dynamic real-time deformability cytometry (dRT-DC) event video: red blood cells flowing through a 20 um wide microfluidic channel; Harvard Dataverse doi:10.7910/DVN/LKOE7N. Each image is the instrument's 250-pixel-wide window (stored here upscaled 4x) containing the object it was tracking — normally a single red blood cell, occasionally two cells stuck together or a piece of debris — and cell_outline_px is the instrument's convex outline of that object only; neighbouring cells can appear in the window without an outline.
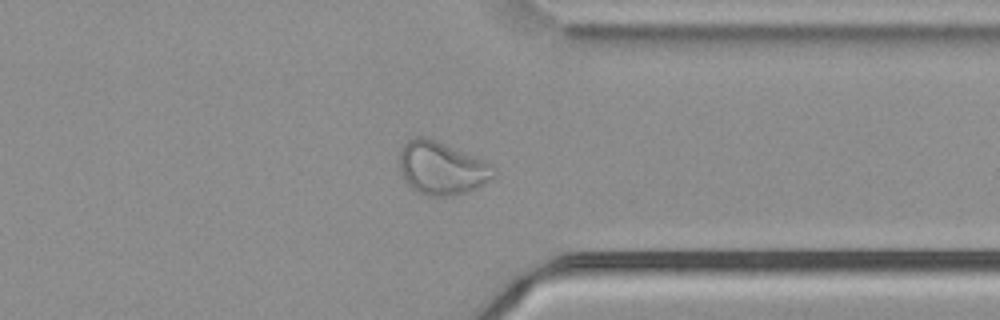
{"species": "common noctule bat (a hibernating species)", "species_latin": "Nyctalus noctula", "temperature_condition": "cold", "stored_images_in_passage": 52, "camera_frame_rate_fps": 3000, "um_per_image_px": 0.085, "animal": {"sex": "male", "body_mass_g": 21.5, "forearm_length_mm": 52.0}, "frame": {"image": 1, "passage_image": 39, "time_ms": 12.667, "image_size_px": [1000, 320], "cell_outline_px": [[496, 176], [484, 184], [476, 188], [456, 196], [424, 196], [416, 192], [404, 180], [400, 172], [400, 148], [408, 140], [416, 136], [424, 136], [436, 140], [484, 160], [492, 164], [496, 168]], "centroid_in_image_um": [37.55, 14.31], "position_along_channel_um": 373.9, "area_um2": 29.54}}
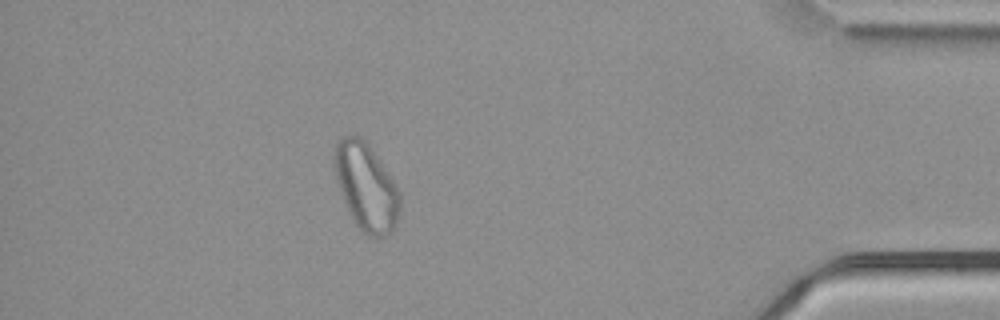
{"frame": {"image": 2, "passage_image": 45, "time_ms": 14.667, "image_size_px": [1000, 320], "cell_outline_px": [[400, 208], [396, 224], [392, 232], [380, 236], [368, 236], [356, 224], [344, 200], [336, 180], [332, 164], [332, 152], [336, 144], [344, 136], [360, 136], [368, 144], [380, 160], [388, 172], [400, 192]], "centroid_in_image_um": [31.11, 15.85], "position_along_channel_um": 404.1, "area_um2": 33.12}}